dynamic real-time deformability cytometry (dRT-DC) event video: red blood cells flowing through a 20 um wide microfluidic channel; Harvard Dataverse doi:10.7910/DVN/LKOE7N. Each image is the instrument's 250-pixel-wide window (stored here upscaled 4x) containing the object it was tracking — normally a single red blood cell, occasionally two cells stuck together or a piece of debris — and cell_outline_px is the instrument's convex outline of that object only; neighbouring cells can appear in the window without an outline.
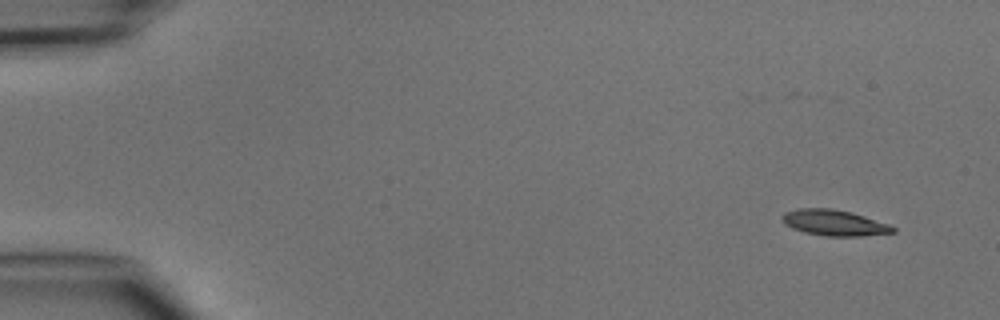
{"species": "common noctule bat (a hibernating species)", "species_latin": "Nyctalus noctula", "temperature_condition": "cold", "stored_images_in_passage": 4, "camera_frame_rate_fps": 3000, "um_per_image_px": 0.085, "animal": {"sex": "male", "body_mass_g": 15.6}, "frame": {"image": 1, "passage_image": 1, "time_ms": 0.0, "image_size_px": [1000, 320], "cell_outline_px": [[896, 232], [864, 236], [828, 236], [804, 232], [792, 228], [784, 224], [780, 216], [784, 212], [800, 208], [832, 208], [852, 212], [888, 224], [896, 228]], "centroid_in_image_um": [70.89, 18.93], "position_along_channel_um": 14.1, "area_um2": 16.76}}
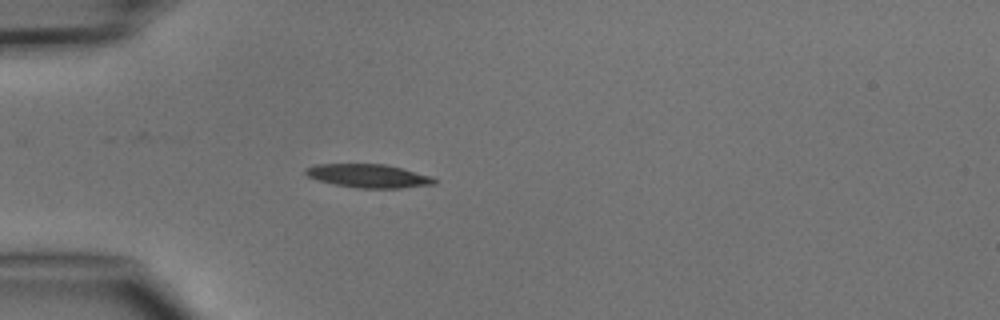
{"frame": {"image": 2, "passage_image": 4, "time_ms": 3.667, "image_size_px": [1000, 320], "cell_outline_px": [[436, 184], [400, 188], [356, 188], [336, 184], [320, 180], [308, 176], [304, 172], [304, 168], [316, 164], [384, 164], [404, 168], [432, 176], [436, 180]], "centroid_in_image_um": [31.35, 14.94], "position_along_channel_um": 53.6, "area_um2": 17.63}}